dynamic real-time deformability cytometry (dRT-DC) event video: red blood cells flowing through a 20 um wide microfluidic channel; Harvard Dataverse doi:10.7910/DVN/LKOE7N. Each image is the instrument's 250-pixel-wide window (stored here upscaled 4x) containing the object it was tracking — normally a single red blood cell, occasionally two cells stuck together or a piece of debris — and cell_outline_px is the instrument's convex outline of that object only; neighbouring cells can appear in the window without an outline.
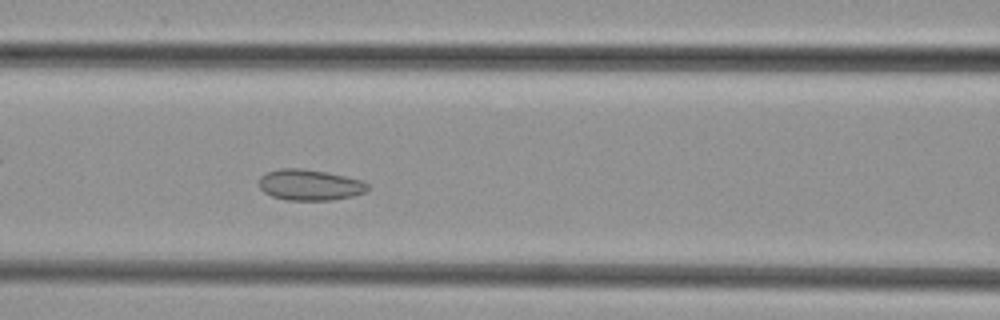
{"species": "common noctule bat (a hibernating species)", "species_latin": "Nyctalus noctula", "temperature_condition": "cold", "stored_images_in_passage": 43, "camera_frame_rate_fps": 3000, "um_per_image_px": 0.085, "animal": {"sex": "female", "body_mass_g": 29.2, "forearm_length_mm": 56.3}, "frame": {"image": 1, "passage_image": 14, "time_ms": 4.333, "image_size_px": [1000, 320], "cell_outline_px": [[368, 188], [364, 192], [352, 196], [332, 200], [288, 200], [272, 196], [264, 192], [256, 184], [260, 176], [268, 172], [280, 168], [300, 168], [328, 172], [360, 180], [368, 184]], "centroid_in_image_um": [26.28, 15.71], "position_along_channel_um": 140.3, "area_um2": 19.59}}
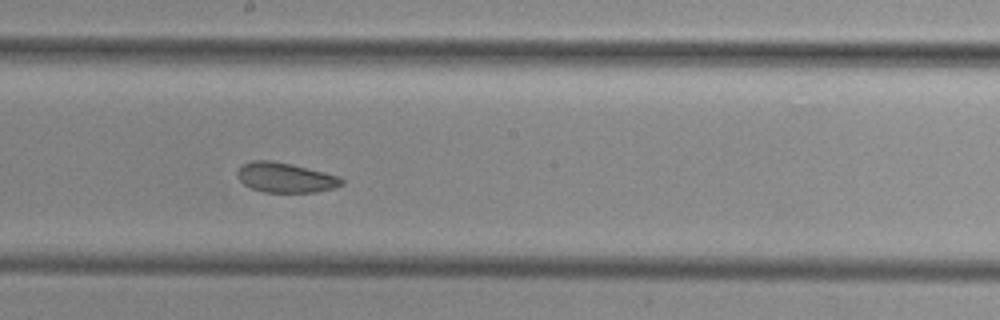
{"frame": {"image": 2, "passage_image": 20, "time_ms": 6.333, "image_size_px": [1000, 320], "cell_outline_px": [[344, 184], [332, 188], [316, 192], [264, 192], [252, 188], [244, 184], [240, 180], [236, 172], [244, 164], [252, 160], [272, 160], [292, 164], [340, 176], [344, 180]], "centroid_in_image_um": [24.28, 15.09], "position_along_channel_um": 223.9, "area_um2": 18.09}}
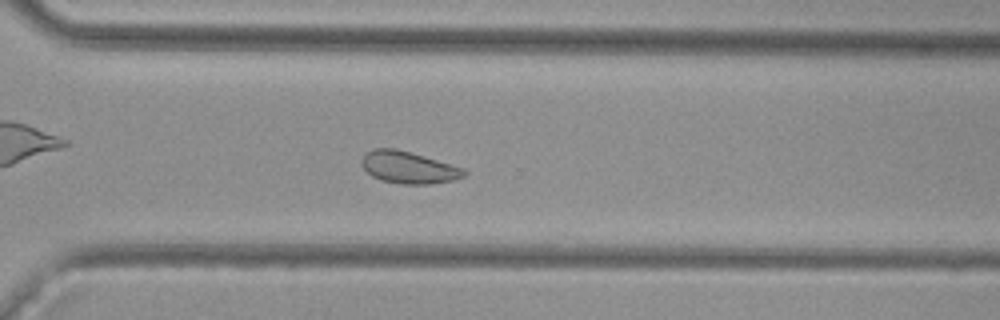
{"frame": {"image": 3, "passage_image": 28, "time_ms": 9.0, "image_size_px": [1000, 320], "cell_outline_px": [[468, 172], [464, 176], [452, 180], [428, 184], [400, 184], [380, 180], [372, 176], [360, 164], [360, 160], [364, 152], [372, 148], [396, 148], [424, 156], [464, 168]], "centroid_in_image_um": [34.67, 14.22], "position_along_channel_um": 335.9, "area_um2": 19.25}}